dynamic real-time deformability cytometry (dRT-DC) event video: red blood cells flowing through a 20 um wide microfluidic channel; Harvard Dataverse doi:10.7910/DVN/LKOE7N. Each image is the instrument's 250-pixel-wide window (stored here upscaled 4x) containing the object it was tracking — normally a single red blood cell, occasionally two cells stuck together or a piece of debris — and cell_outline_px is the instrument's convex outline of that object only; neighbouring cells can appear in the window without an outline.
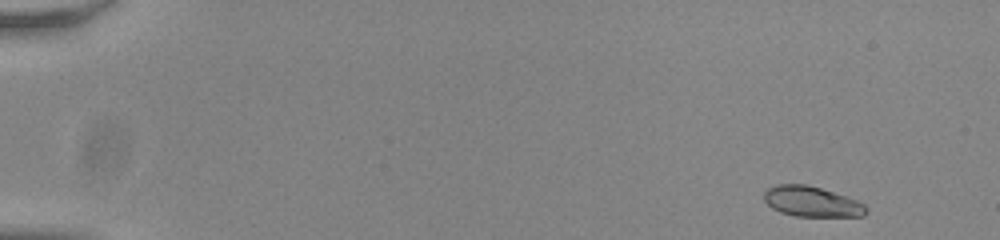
{"species": "common noctule bat (a hibernating species)", "species_latin": "Nyctalus noctula", "temperature_condition": "room temperature", "stored_images_in_passage": 52, "camera_frame_rate_fps": 3000, "um_per_image_px": 0.085, "animal": {"sex": "male", "body_mass_g": 20.0, "forearm_length_mm": 53.3}, "frame": {"image": 1, "passage_image": 1, "time_ms": 0.0, "image_size_px": [1000, 240], "cell_outline_px": [[868, 212], [864, 216], [796, 216], [780, 212], [772, 208], [764, 200], [764, 192], [768, 188], [776, 184], [808, 184], [856, 200], [864, 204], [868, 208]], "centroid_in_image_um": [68.99, 17.13], "position_along_channel_um": 16.0, "area_um2": 17.98}}
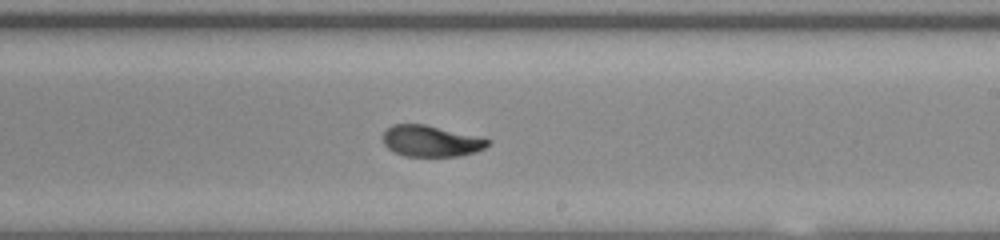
{"frame": {"image": 2, "passage_image": 31, "time_ms": 10.0, "image_size_px": [1000, 240], "cell_outline_px": [[492, 140], [484, 148], [476, 152], [460, 156], [404, 156], [388, 148], [384, 144], [384, 132], [392, 124], [424, 124]], "centroid_in_image_um": [36.63, 12.0], "position_along_channel_um": 252.4, "area_um2": 18.79}}
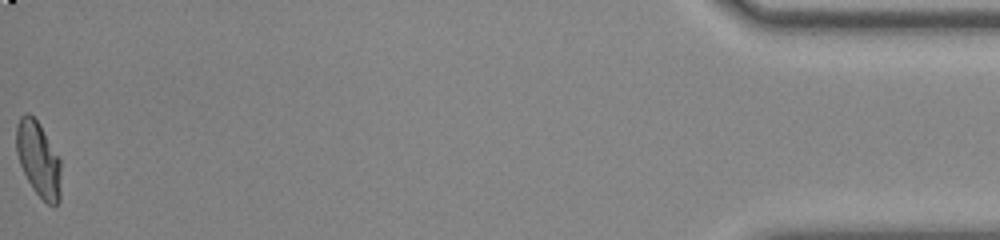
{"frame": {"image": 3, "passage_image": 52, "time_ms": 17.0, "image_size_px": [1000, 240], "cell_outline_px": [[60, 200], [52, 208], [32, 188], [20, 164], [16, 152], [16, 124], [20, 116], [24, 112], [28, 112], [40, 124], [60, 160]], "centroid_in_image_um": [3.25, 13.52], "position_along_channel_um": 431.9, "area_um2": 19.48}, "authors_computed_cell_mechanics": {"area_um2": 19.2185, "velocity_mm_per_s": 3.8074, "shape_relaxation_time_tau1_ms": 4.779, "shape_relaxation_time_tau2_ms": 0.894, "deformation_change_tau1": 0.196, "deformation_change_tau2": 0.0646}}